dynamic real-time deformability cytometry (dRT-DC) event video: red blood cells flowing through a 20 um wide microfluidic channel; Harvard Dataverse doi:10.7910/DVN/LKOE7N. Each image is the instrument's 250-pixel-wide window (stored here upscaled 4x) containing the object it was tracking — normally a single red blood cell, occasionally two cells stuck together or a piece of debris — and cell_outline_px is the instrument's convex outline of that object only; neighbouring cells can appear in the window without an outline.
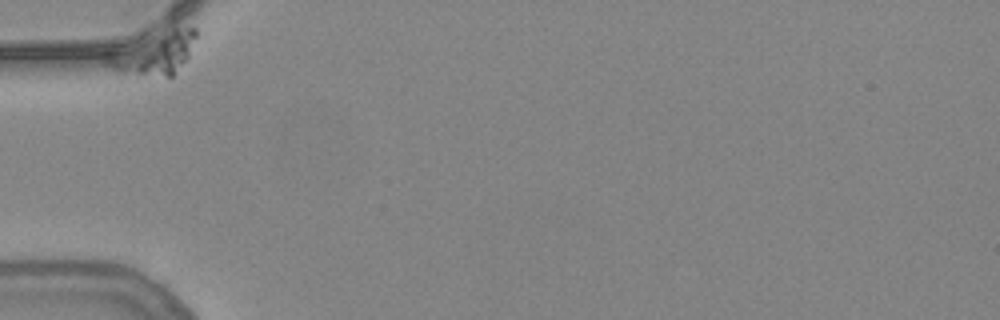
{"species": "common noctule bat (a hibernating species)", "species_latin": "Nyctalus noctula", "temperature_condition": "warm", "stored_images_in_passage": 5, "camera_frame_rate_fps": 3000, "um_per_image_px": 0.085, "animal": {"sex": "female", "body_mass_g": 24.6, "forearm_length_mm": 56.2}, "frame": {"image": 1, "passage_image": 1, "time_ms": 0.0, "image_size_px": [1000, 320], "cell_outline_px": [[196, 36], [188, 60], [176, 76], [172, 80], [120, 72], [104, 64], [100, 60], [104, 52], [176, 28], [196, 28]], "centroid_in_image_um": [13.08, 4.64], "position_along_channel_um": 71.9, "area_um2": 22.66}}